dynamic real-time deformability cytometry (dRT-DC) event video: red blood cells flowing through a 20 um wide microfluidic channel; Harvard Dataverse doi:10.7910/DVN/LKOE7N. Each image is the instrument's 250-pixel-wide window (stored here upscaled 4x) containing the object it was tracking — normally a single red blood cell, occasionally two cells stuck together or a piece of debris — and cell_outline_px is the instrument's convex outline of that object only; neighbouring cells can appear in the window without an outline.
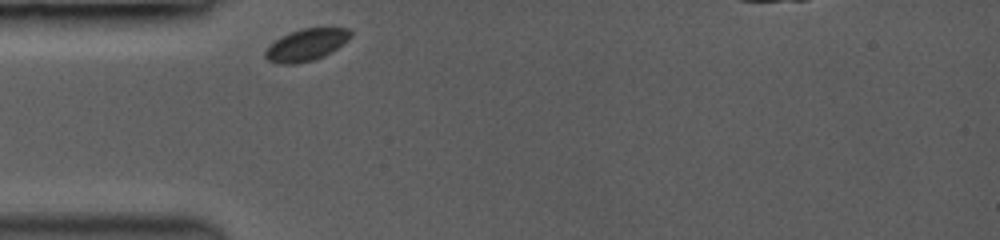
{"species": "common noctule bat (a hibernating species)", "species_latin": "Nyctalus noctula", "temperature_condition": "room temperature", "stored_images_in_passage": 4, "segment_of_instrument_passage": [1, 2], "camera_frame_rate_fps": 3500, "um_per_image_px": 0.085, "animal": {"sex": "female", "body_mass_g": 19.0, "forearm_length_mm": 53.3}, "frame": {"image": 1, "passage_image": 1, "time_ms": 0.0, "image_size_px": [1000, 240], "cell_outline_px": [[352, 36], [348, 40], [324, 56], [312, 60], [296, 64], [280, 64], [268, 60], [264, 56], [264, 52], [280, 36], [300, 28], [348, 28], [352, 32]], "centroid_in_image_um": [26.03, 3.8], "position_along_channel_um": 59.0, "area_um2": 15.78}}
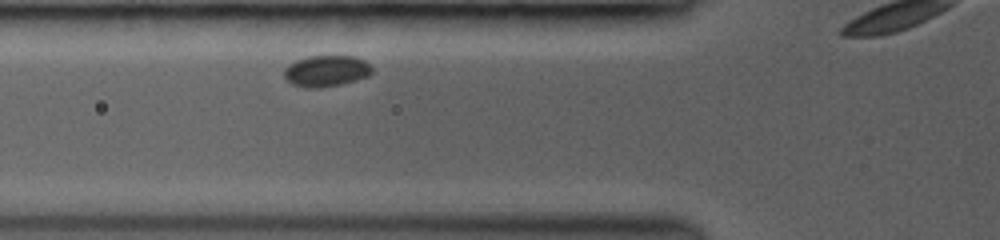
{"frame": {"image": 2, "passage_image": 3, "time_ms": 0.571, "image_size_px": [1000, 240], "cell_outline_px": [[372, 72], [368, 76], [356, 80], [340, 84], [292, 84], [284, 76], [284, 68], [288, 64], [296, 60], [308, 56], [352, 56], [364, 60], [372, 68]], "centroid_in_image_um": [27.76, 5.96], "position_along_channel_um": 98.0, "area_um2": 15.09}}